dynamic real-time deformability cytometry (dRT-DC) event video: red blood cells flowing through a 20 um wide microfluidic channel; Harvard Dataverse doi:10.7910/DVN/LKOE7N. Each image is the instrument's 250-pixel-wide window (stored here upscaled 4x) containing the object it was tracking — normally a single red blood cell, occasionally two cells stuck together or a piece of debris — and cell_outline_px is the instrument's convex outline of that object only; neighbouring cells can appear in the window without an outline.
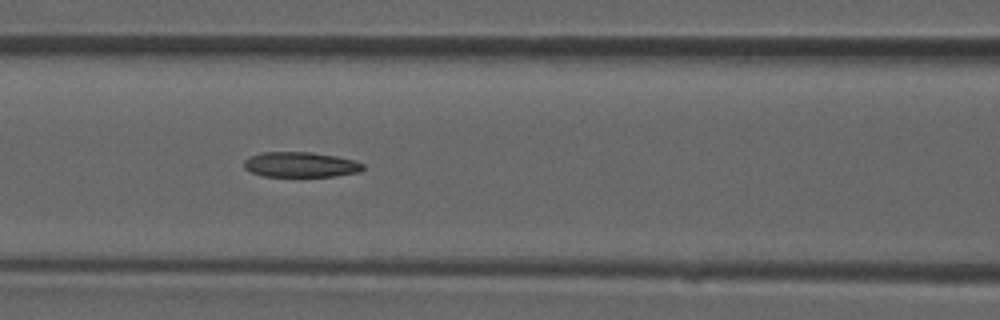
{"species": "common noctule bat (a hibernating species)", "species_latin": "Nyctalus noctula", "temperature_condition": "room temperature", "stored_images_in_passage": 27, "camera_frame_rate_fps": 3000, "um_per_image_px": 0.085, "animal": {"sex": "male", "forearm_length_mm": 52.5}, "frame": {"image": 1, "passage_image": 8, "time_ms": 2.333, "image_size_px": [1000, 320], "cell_outline_px": [[364, 168], [360, 172], [336, 176], [264, 176], [252, 172], [244, 168], [244, 160], [260, 152], [312, 152], [336, 156], [356, 160], [364, 164]], "centroid_in_image_um": [25.59, 13.99], "position_along_channel_um": 141.0, "area_um2": 17.51}}
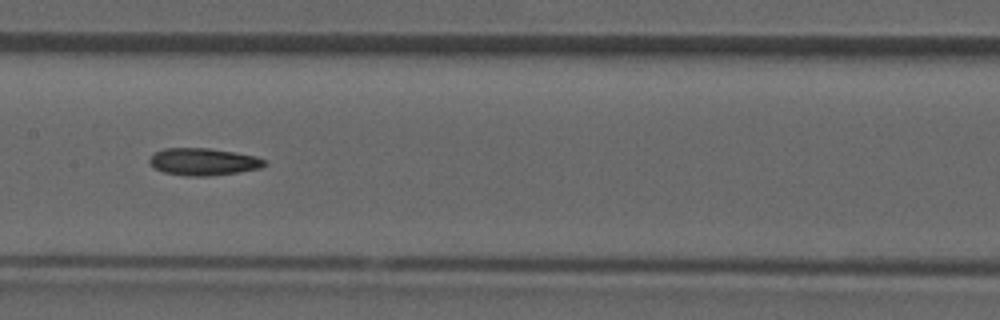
{"frame": {"image": 2, "passage_image": 11, "time_ms": 3.333, "image_size_px": [1000, 320], "cell_outline_px": [[268, 164], [260, 168], [236, 172], [208, 176], [184, 176], [164, 172], [156, 168], [148, 160], [156, 152], [164, 148], [208, 148], [236, 152], [256, 156], [264, 160]], "centroid_in_image_um": [17.31, 13.74], "position_along_channel_um": 190.1, "area_um2": 18.09}}